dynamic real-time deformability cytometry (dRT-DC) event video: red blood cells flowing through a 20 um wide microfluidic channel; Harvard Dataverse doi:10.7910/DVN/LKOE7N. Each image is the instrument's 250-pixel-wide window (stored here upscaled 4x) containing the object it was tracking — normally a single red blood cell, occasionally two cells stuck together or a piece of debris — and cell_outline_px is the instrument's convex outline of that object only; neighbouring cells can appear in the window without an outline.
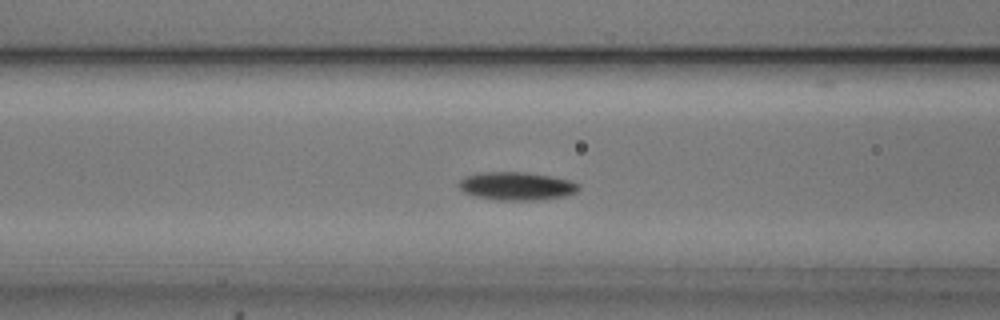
{"species": "common noctule bat (a hibernating species)", "species_latin": "Nyctalus noctula", "temperature_condition": "cold", "stored_images_in_passage": 39, "camera_frame_rate_fps": 3000, "um_per_image_px": 0.085, "animal": {"sex": "male", "body_mass_g": 20.5, "forearm_length_mm": 52.5}, "frame": {"image": 1, "passage_image": 10, "time_ms": 3.0, "image_size_px": [1000, 320], "cell_outline_px": [[580, 188], [576, 192], [564, 196], [536, 200], [496, 200], [476, 196], [464, 192], [456, 184], [464, 176], [484, 172], [524, 172], [548, 176], [568, 180], [580, 184]], "centroid_in_image_um": [43.88, 15.82], "position_along_channel_um": 122.7, "area_um2": 19.54}}
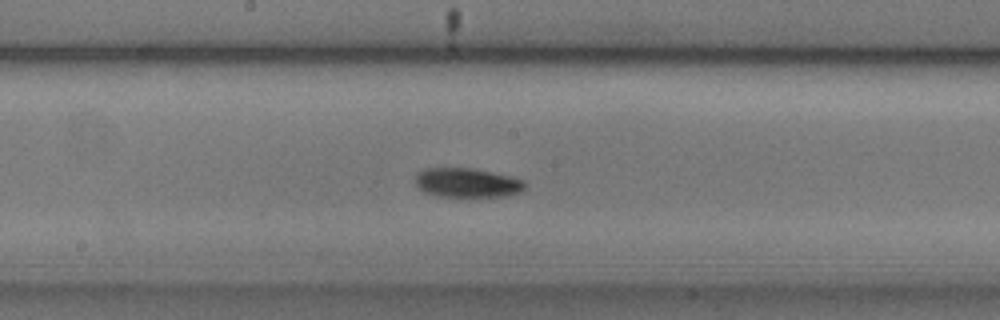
{"frame": {"image": 2, "passage_image": 17, "time_ms": 5.333, "image_size_px": [1000, 320], "cell_outline_px": [[528, 184], [520, 192], [504, 196], [436, 196], [424, 192], [416, 184], [416, 172], [424, 168], [472, 168], [508, 176], [524, 180]], "centroid_in_image_um": [39.69, 15.53], "position_along_channel_um": 208.5, "area_um2": 18.61}}
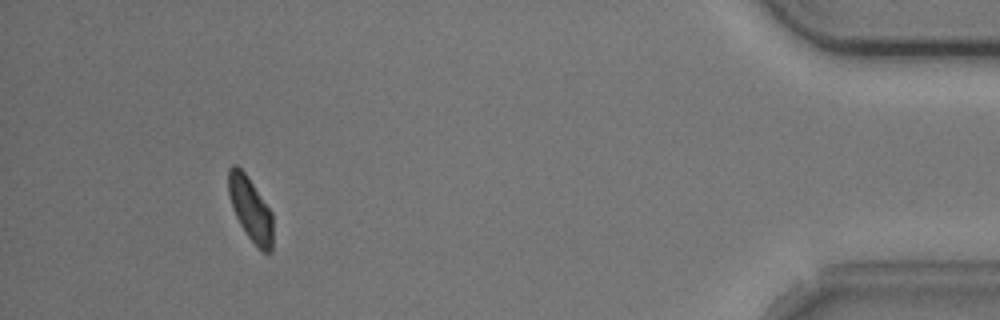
{"frame": {"image": 3, "passage_image": 39, "time_ms": 12.667, "image_size_px": [1000, 320], "cell_outline_px": [[272, 252], [260, 252], [248, 236], [240, 224], [232, 208], [228, 192], [228, 168], [232, 164], [236, 164], [244, 172], [272, 212]], "centroid_in_image_um": [21.28, 17.78], "position_along_channel_um": 413.9, "area_um2": 16.47}, "authors_computed_cell_mechanics": {"area_um2": 18.496, "velocity_mm_per_s": 3.6713, "shape_relaxation_time_tau1_ms": 2.4774, "shape_relaxation_time_tau2_ms": null, "deformation_change_tau1": 0.1161, "deformation_change_tau2": null}}